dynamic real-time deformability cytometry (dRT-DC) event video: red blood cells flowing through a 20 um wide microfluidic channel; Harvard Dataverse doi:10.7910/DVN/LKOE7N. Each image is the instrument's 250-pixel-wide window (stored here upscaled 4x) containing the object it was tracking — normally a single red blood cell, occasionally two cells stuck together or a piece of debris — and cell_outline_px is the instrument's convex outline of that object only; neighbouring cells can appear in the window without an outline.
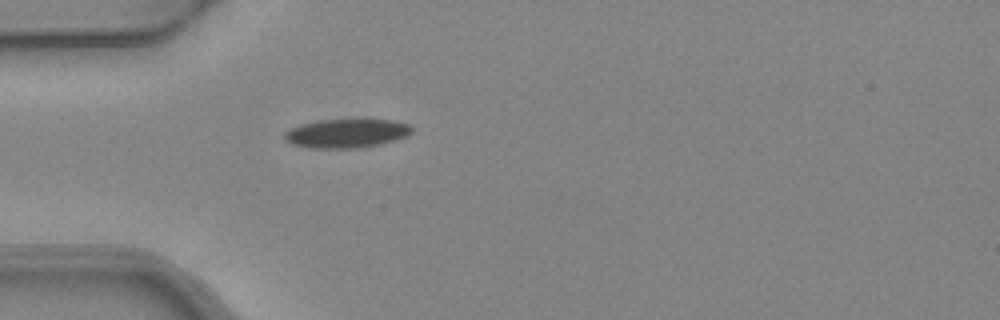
{"species": "common noctule bat (a hibernating species)", "species_latin": "Nyctalus noctula", "temperature_condition": "warm", "stored_images_in_passage": 1, "camera_frame_rate_fps": 3000, "um_per_image_px": 0.085, "animal": {"sex": "female", "body_mass_g": 24.6, "forearm_length_mm": 56.2}, "frame": {"image": 1, "passage_image": 1, "time_ms": 0.0, "image_size_px": [1000, 320], "cell_outline_px": [[412, 132], [408, 136], [376, 144], [352, 148], [312, 148], [292, 144], [284, 140], [284, 132], [292, 128], [304, 124], [320, 120], [392, 120], [408, 124], [412, 128]], "centroid_in_image_um": [29.43, 11.33], "position_along_channel_um": 55.6, "area_um2": 20.92}}